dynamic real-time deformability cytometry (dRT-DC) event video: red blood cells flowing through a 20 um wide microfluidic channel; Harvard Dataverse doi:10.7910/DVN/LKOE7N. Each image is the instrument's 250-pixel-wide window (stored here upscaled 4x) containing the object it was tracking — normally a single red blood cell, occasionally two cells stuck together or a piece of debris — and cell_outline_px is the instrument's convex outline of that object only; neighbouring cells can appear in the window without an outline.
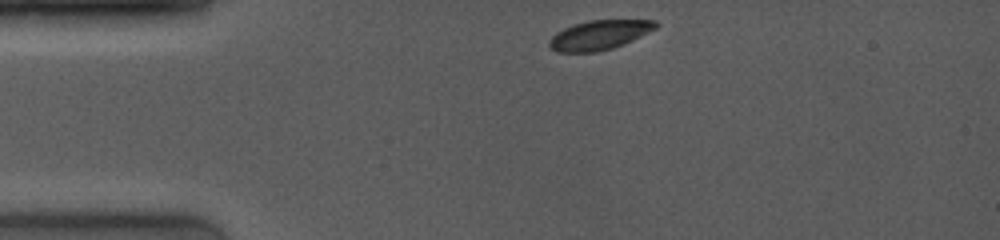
{"species": "common noctule bat (a hibernating species)", "species_latin": "Nyctalus noctula", "temperature_condition": "room temperature", "stored_images_in_passage": 21, "camera_frame_rate_fps": 4000, "um_per_image_px": 0.085, "animal": {"sex": "female", "body_mass_g": 19.0, "forearm_length_mm": 53.3}, "frame": {"image": 1, "passage_image": 1, "time_ms": 0.0, "image_size_px": [1000, 240], "cell_outline_px": [[660, 24], [656, 28], [624, 44], [612, 48], [596, 52], [556, 52], [548, 48], [548, 40], [556, 32], [572, 24], [588, 20], [656, 20]], "centroid_in_image_um": [50.9, 2.97], "position_along_channel_um": 34.1, "area_um2": 18.44}}
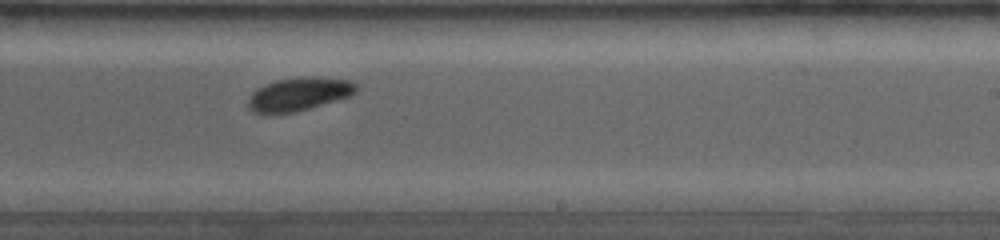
{"frame": {"image": 2, "passage_image": 14, "time_ms": 6.75, "image_size_px": [1000, 240], "cell_outline_px": [[356, 92], [352, 96], [296, 112], [272, 116], [268, 116], [252, 112], [248, 108], [248, 96], [252, 92], [264, 84], [276, 80], [304, 76], [320, 76], [352, 80], [356, 84]], "centroid_in_image_um": [25.37, 8.02], "position_along_channel_um": 263.6, "area_um2": 21.85}}
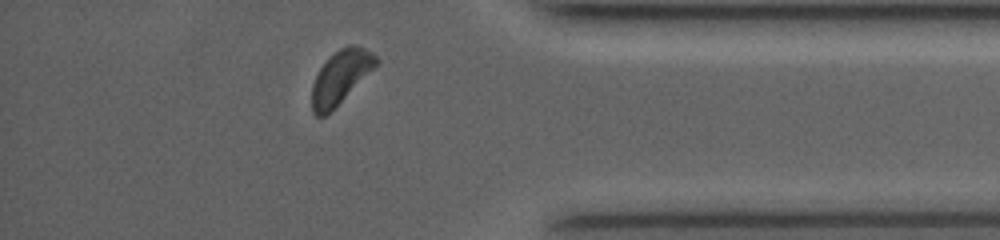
{"frame": {"image": 3, "passage_image": 19, "time_ms": 10.5, "image_size_px": [1000, 240], "cell_outline_px": [[380, 64], [324, 116], [316, 116], [312, 112], [312, 84], [320, 68], [340, 48], [348, 44], [356, 44], [372, 52], [380, 60]], "centroid_in_image_um": [28.99, 6.52], "position_along_channel_um": 406.2, "area_um2": 19.65}, "authors_computed_cell_mechanics": {"area_um2": 21.1548, "velocity_mm_per_s": 4.0314, "shape_relaxation_time_tau1_ms": 2.2416, "shape_relaxation_time_tau2_ms": null, "deformation_change_tau1": 0.0901, "deformation_change_tau2": null}}